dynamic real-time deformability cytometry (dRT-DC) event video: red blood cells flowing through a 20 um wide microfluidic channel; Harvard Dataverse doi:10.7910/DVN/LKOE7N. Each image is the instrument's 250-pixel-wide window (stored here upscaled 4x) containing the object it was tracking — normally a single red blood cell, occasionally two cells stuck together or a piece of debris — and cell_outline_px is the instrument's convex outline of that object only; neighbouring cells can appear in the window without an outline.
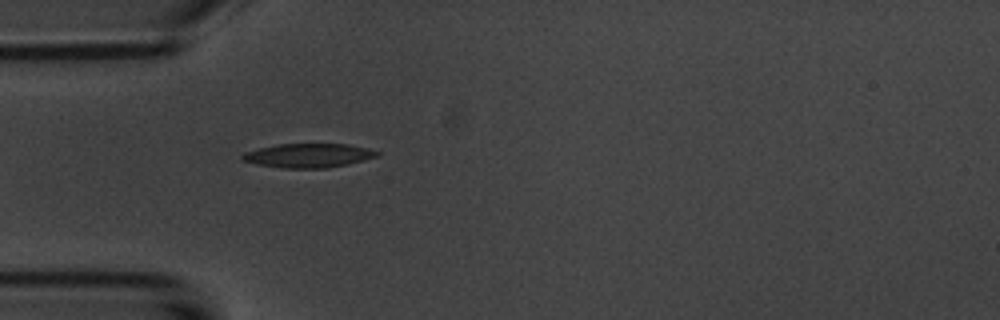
{"species": "common noctule bat (a hibernating species)", "species_latin": "Nyctalus noctula", "temperature_condition": "room temperature", "stored_images_in_passage": 1, "camera_frame_rate_fps": 3000, "um_per_image_px": 0.085, "animal": {"sex": "male", "body_mass_g": 20.1, "forearm_length_mm": 53.5}, "frame": {"image": 1, "passage_image": 1, "time_ms": 0.0, "image_size_px": [1000, 320], "cell_outline_px": [[380, 156], [348, 164], [328, 168], [284, 168], [256, 164], [240, 160], [240, 156], [244, 152], [260, 148], [280, 144], [348, 144], [368, 148], [380, 152]], "centroid_in_image_um": [26.23, 13.22], "position_along_channel_um": 58.8, "area_um2": 18.96}}